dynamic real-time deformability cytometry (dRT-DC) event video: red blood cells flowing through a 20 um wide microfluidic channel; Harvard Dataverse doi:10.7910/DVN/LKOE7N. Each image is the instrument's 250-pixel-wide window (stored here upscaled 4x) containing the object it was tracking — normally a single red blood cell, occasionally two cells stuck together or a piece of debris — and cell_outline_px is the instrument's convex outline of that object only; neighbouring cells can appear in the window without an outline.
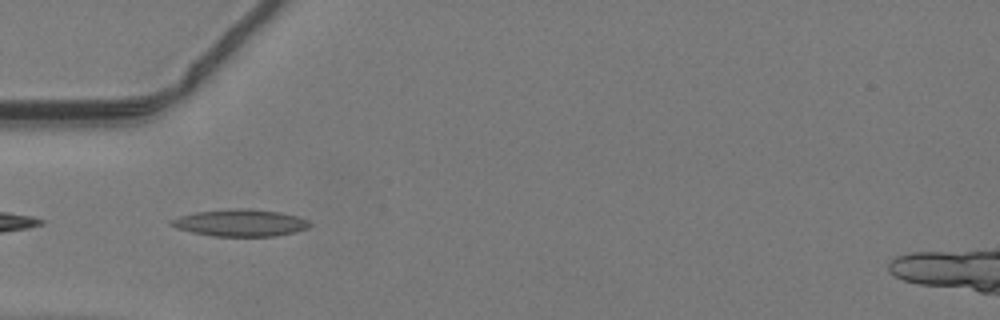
{"species": "common noctule bat (a hibernating species)", "species_latin": "Nyctalus noctula", "temperature_condition": "warm", "stored_images_in_passage": 8, "camera_frame_rate_fps": 3000, "um_per_image_px": 0.085, "animal": {"sex": "male", "body_mass_g": 19.2, "forearm_length_mm": 51.8}, "frame": {"image": 1, "passage_image": 3, "time_ms": 0.667, "image_size_px": [1000, 320], "cell_outline_px": [[312, 224], [308, 228], [292, 232], [272, 236], [212, 236], [192, 232], [176, 228], [168, 224], [172, 220], [180, 216], [196, 212], [232, 208], [244, 208], [280, 212], [296, 216], [308, 220]], "centroid_in_image_um": [20.41, 18.94], "position_along_channel_um": 64.6, "area_um2": 21.62}}